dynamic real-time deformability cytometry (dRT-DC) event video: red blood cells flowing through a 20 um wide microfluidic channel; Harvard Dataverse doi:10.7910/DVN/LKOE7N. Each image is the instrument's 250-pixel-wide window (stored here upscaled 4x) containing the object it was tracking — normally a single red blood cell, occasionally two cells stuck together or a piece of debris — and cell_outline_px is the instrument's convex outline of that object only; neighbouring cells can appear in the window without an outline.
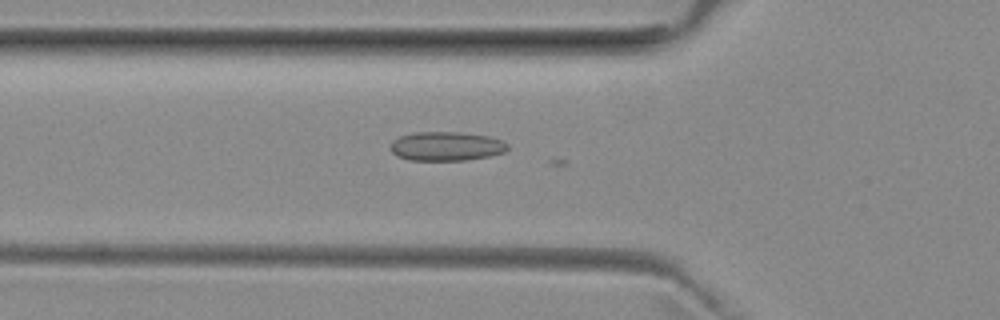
{"species": "common noctule bat (a hibernating species)", "species_latin": "Nyctalus noctula", "temperature_condition": "room temperature", "stored_images_in_passage": 23, "camera_frame_rate_fps": 3000, "um_per_image_px": 0.085, "animal": {"sex": "female", "body_mass_g": 29.2, "forearm_length_mm": 56.3}, "frame": {"image": 1, "passage_image": 18, "time_ms": 5.667, "image_size_px": [1000, 320], "cell_outline_px": [[508, 148], [504, 152], [488, 156], [464, 160], [408, 160], [396, 156], [388, 148], [392, 140], [400, 136], [412, 132], [460, 132], [488, 136], [500, 140], [508, 144]], "centroid_in_image_um": [37.86, 12.42], "position_along_channel_um": 87.9, "area_um2": 19.94}}
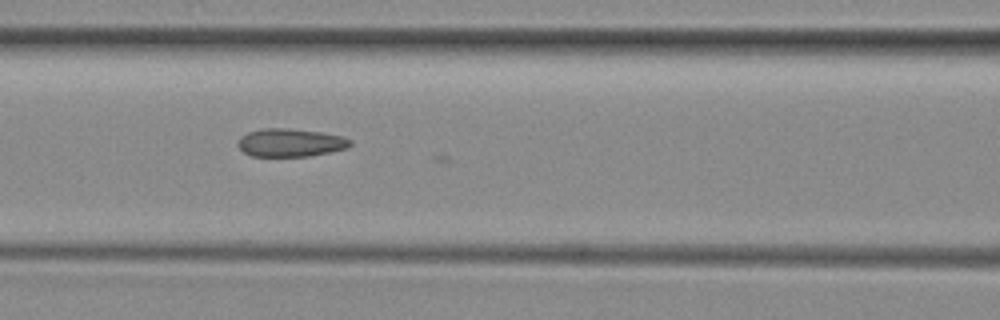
{"frame": {"image": 2, "passage_image": 22, "time_ms": 7.0, "image_size_px": [1000, 320], "cell_outline_px": [[352, 144], [348, 148], [308, 156], [252, 156], [244, 152], [240, 148], [240, 136], [248, 132], [264, 128], [288, 128], [320, 132], [340, 136], [352, 140]], "centroid_in_image_um": [24.7, 12.12], "position_along_channel_um": 141.9, "area_um2": 18.15}}